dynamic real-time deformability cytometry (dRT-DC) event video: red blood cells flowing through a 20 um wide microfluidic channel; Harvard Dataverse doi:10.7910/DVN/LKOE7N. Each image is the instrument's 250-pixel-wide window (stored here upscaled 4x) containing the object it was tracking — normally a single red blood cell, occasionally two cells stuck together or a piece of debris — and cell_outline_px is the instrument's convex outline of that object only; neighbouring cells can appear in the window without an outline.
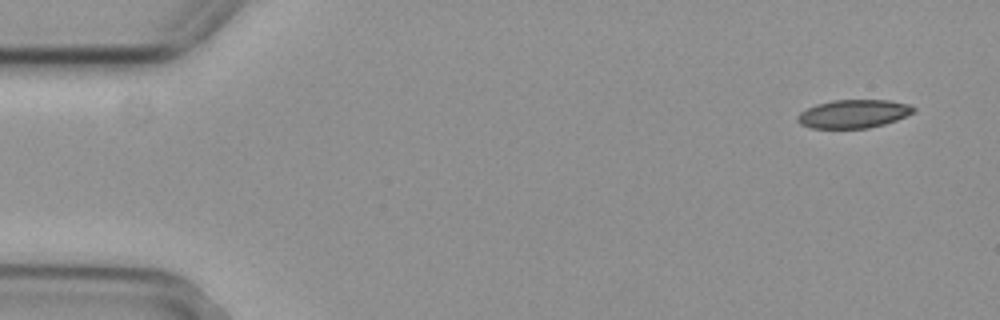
{"species": "common noctule bat (a hibernating species)", "species_latin": "Nyctalus noctula", "temperature_condition": "cold", "stored_images_in_passage": 3, "segment_of_instrument_passage": [2, 2], "camera_frame_rate_fps": 3000, "um_per_image_px": 0.085, "animal": {"sex": "female", "body_mass_g": 29.2, "forearm_length_mm": 56.3}, "frame": {"image": 1, "passage_image": 3, "time_ms": 0.667, "image_size_px": [1000, 320], "cell_outline_px": [[916, 112], [896, 120], [884, 124], [868, 128], [812, 128], [800, 124], [796, 120], [796, 116], [800, 112], [816, 104], [832, 100], [888, 100], [908, 104], [916, 108]], "centroid_in_image_um": [72.55, 9.67], "position_along_channel_um": 12.5, "area_um2": 19.25}}